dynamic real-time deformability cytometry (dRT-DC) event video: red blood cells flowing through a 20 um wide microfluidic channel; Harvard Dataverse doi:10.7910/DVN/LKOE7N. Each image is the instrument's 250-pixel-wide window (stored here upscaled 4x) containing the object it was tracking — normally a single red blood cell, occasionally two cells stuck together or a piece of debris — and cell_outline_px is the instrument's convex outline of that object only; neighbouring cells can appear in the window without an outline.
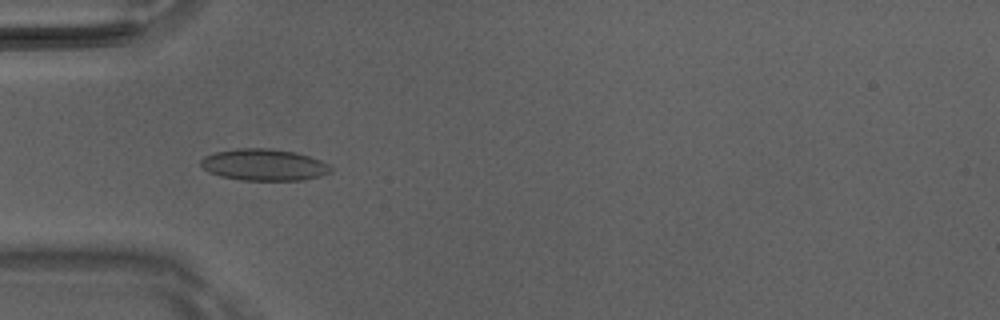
{"species": "Egyptian fruit bat (a non-hibernating species)", "species_latin": "Rousettus aegyptiacus", "temperature_condition": "room temperature", "stored_images_in_passage": 8, "camera_frame_rate_fps": 3000, "um_per_image_px": 0.085, "animal": {"sex": "male"}, "frame": {"image": 1, "passage_image": 5, "time_ms": 1.333, "image_size_px": [1000, 320], "cell_outline_px": [[332, 172], [320, 176], [304, 180], [240, 180], [220, 176], [208, 172], [200, 164], [200, 160], [204, 156], [216, 152], [236, 148], [272, 148], [296, 152], [320, 160], [328, 164], [332, 168]], "centroid_in_image_um": [22.44, 14.0], "position_along_channel_um": 62.6, "area_um2": 24.1}}